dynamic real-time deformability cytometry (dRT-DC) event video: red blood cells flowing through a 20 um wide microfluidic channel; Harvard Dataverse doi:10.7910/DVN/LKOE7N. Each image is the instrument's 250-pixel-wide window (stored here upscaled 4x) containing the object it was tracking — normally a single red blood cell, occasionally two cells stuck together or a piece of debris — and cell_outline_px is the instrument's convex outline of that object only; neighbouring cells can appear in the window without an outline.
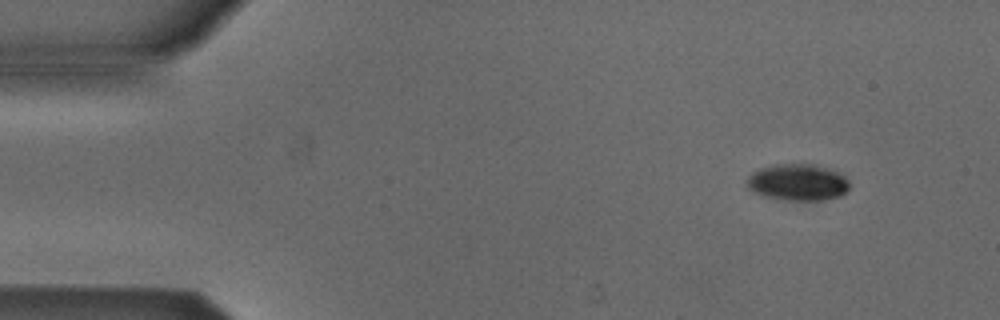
{"species": "Egyptian fruit bat (a non-hibernating species)", "species_latin": "Rousettus aegyptiacus", "temperature_condition": "cold", "stored_images_in_passage": 3, "camera_frame_rate_fps": 3000, "um_per_image_px": 0.085, "animal": {"sex": "male"}, "frame": {"image": 1, "passage_image": 1, "time_ms": 0.0, "image_size_px": [1000, 320], "cell_outline_px": [[848, 188], [840, 196], [824, 200], [784, 200], [764, 196], [752, 192], [748, 188], [748, 176], [752, 172], [760, 168], [776, 164], [812, 164], [828, 168], [844, 176], [848, 180]], "centroid_in_image_um": [67.78, 15.5], "position_along_channel_um": 17.2, "area_um2": 21.79}}